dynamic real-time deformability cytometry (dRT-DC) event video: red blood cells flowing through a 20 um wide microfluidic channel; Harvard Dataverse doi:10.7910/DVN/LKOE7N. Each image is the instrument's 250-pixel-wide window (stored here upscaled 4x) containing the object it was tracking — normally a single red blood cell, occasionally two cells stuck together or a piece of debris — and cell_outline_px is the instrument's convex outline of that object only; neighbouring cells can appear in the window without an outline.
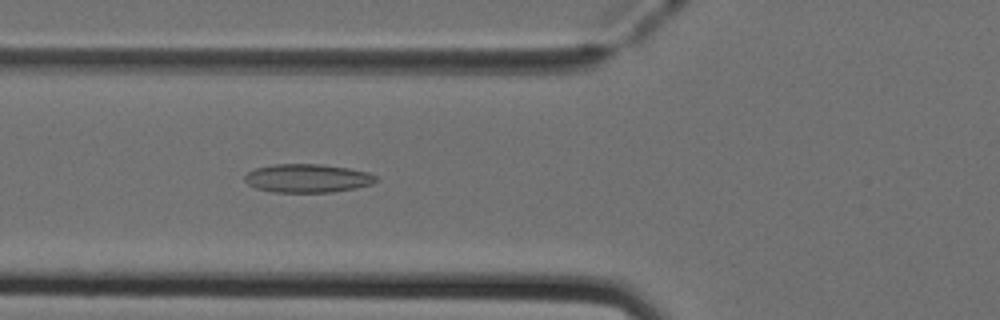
{"species": "Egyptian fruit bat (a non-hibernating species)", "species_latin": "Rousettus aegyptiacus", "temperature_condition": "cold", "stored_images_in_passage": 37, "camera_frame_rate_fps": 3000, "um_per_image_px": 0.085, "animal": {"sex": "female"}, "frame": {"image": 1, "passage_image": 10, "time_ms": 3.0, "image_size_px": [1000, 320], "cell_outline_px": [[380, 180], [372, 184], [356, 188], [332, 192], [272, 192], [256, 188], [248, 184], [244, 180], [244, 176], [248, 172], [256, 168], [276, 164], [320, 164], [348, 168], [368, 172], [376, 176]], "centroid_in_image_um": [26.16, 15.15], "position_along_channel_um": 99.6, "area_um2": 21.85}}
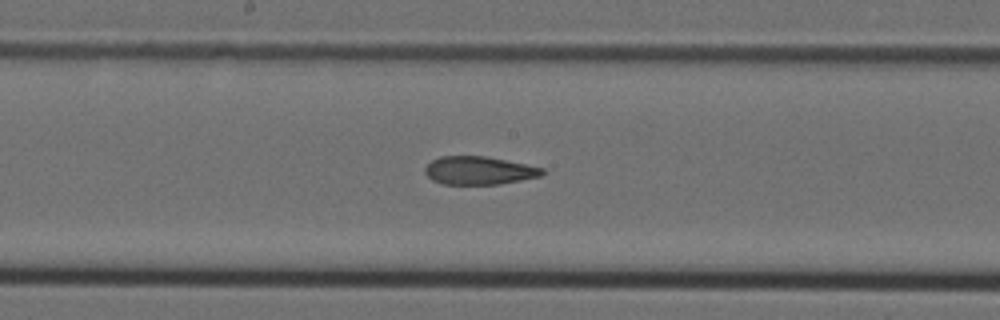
{"frame": {"image": 2, "passage_image": 18, "time_ms": 5.667, "image_size_px": [1000, 320], "cell_outline_px": [[544, 172], [540, 176], [500, 184], [444, 184], [432, 180], [424, 172], [424, 168], [432, 160], [440, 156], [484, 156], [544, 168]], "centroid_in_image_um": [40.68, 14.49], "position_along_channel_um": 207.5, "area_um2": 19.02}}
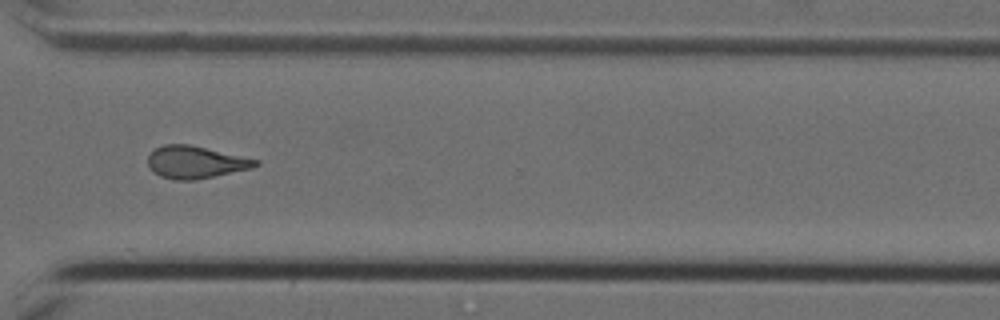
{"frame": {"image": 3, "passage_image": 29, "time_ms": 9.333, "image_size_px": [1000, 320], "cell_outline_px": [[260, 164], [252, 168], [196, 180], [172, 180], [160, 176], [152, 172], [148, 168], [148, 156], [156, 148], [164, 144], [188, 144], [260, 160]], "centroid_in_image_um": [16.6, 13.8], "position_along_channel_um": 354.0, "area_um2": 20.35}, "authors_computed_cell_mechanics": {"area_um2": 20.3456, "velocity_mm_per_s": 4.0113, "shape_relaxation_time_tau1_ms": null, "shape_relaxation_time_tau2_ms": 3.6235, "deformation_change_tau1": null, "deformation_change_tau2": 0.1123}}